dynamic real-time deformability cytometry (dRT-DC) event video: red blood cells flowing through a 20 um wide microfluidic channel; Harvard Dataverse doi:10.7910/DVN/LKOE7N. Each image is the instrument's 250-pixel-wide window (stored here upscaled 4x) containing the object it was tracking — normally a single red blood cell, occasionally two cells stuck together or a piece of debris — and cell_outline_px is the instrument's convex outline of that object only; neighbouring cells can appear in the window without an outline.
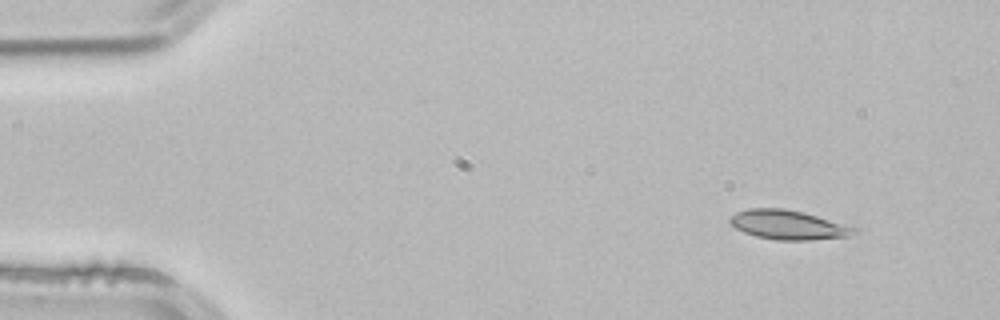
{"species": "common noctule bat (a hibernating species)", "species_latin": "Nyctalus noctula", "temperature_condition": "room temperature", "stored_images_in_passage": 3, "camera_frame_rate_fps": 3000, "um_per_image_px": 0.085, "animal": {"sex": "male", "body_mass_g": 21.5, "forearm_length_mm": 52.0}, "frame": {"image": 1, "passage_image": 3, "time_ms": 0.667, "image_size_px": [1000, 320], "cell_outline_px": [[856, 232], [844, 236], [808, 240], [776, 240], [756, 236], [744, 232], [728, 224], [728, 216], [736, 212], [748, 208], [784, 208], [804, 212], [856, 228]], "centroid_in_image_um": [66.87, 19.09], "position_along_channel_um": 18.1, "area_um2": 21.04}}